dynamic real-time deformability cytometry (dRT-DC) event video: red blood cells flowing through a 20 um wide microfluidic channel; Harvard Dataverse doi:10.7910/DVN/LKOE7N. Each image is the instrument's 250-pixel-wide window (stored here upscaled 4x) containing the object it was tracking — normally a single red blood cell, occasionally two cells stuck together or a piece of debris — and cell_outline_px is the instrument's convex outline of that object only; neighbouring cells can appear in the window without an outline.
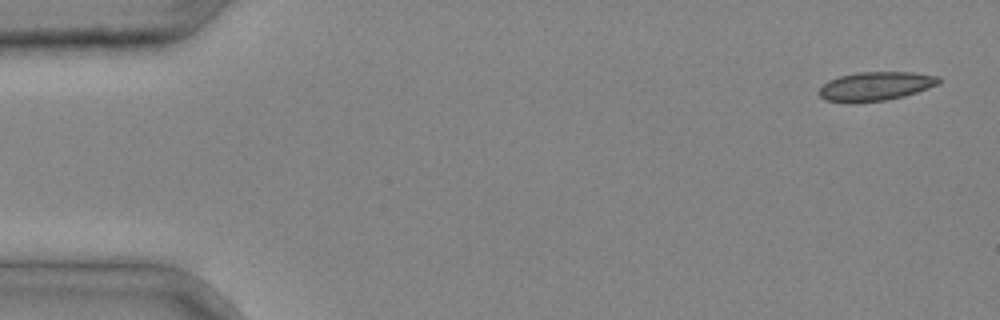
{"species": "common noctule bat (a hibernating species)", "species_latin": "Nyctalus noctula", "temperature_condition": "cold", "stored_images_in_passage": 4, "camera_frame_rate_fps": 3000, "um_per_image_px": 0.085, "animal": {"sex": "male", "body_mass_g": 20.4}, "frame": {"image": 1, "passage_image": 1, "time_ms": 0.0, "image_size_px": [1000, 320], "cell_outline_px": [[940, 84], [904, 96], [884, 100], [848, 104], [824, 100], [816, 92], [828, 80], [840, 76], [860, 72], [912, 72], [940, 76]], "centroid_in_image_um": [74.39, 7.34], "position_along_channel_um": 10.6, "area_um2": 20.4}}